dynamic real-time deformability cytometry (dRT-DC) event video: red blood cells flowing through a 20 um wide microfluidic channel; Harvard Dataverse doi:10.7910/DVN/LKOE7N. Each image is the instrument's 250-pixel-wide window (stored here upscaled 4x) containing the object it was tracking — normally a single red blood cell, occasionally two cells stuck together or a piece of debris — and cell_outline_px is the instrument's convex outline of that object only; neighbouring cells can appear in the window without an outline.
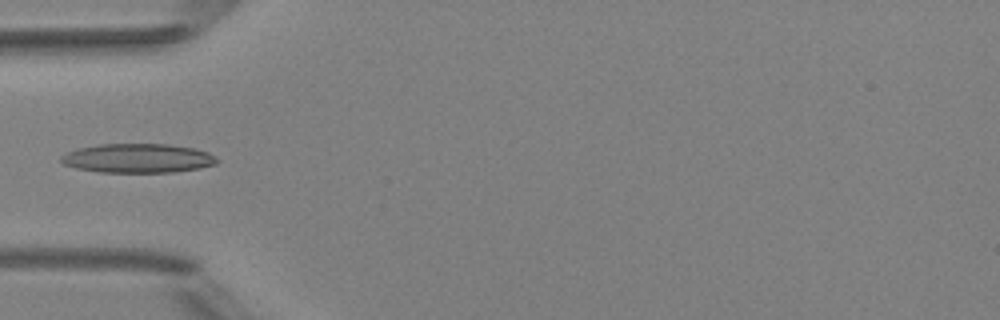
{"species": "Egyptian fruit bat (a non-hibernating species)", "species_latin": "Rousettus aegyptiacus", "temperature_condition": "room temperature", "stored_images_in_passage": 4, "camera_frame_rate_fps": 3000, "um_per_image_px": 0.085, "animal": {"sex": "female"}, "frame": {"image": 1, "passage_image": 3, "time_ms": 3.333, "image_size_px": [1000, 320], "cell_outline_px": [[220, 160], [216, 164], [200, 168], [172, 172], [100, 172], [76, 168], [64, 164], [60, 160], [60, 156], [76, 148], [100, 144], [168, 144], [192, 148], [208, 152]], "centroid_in_image_um": [11.71, 13.45], "position_along_channel_um": 73.3, "area_um2": 26.47}}
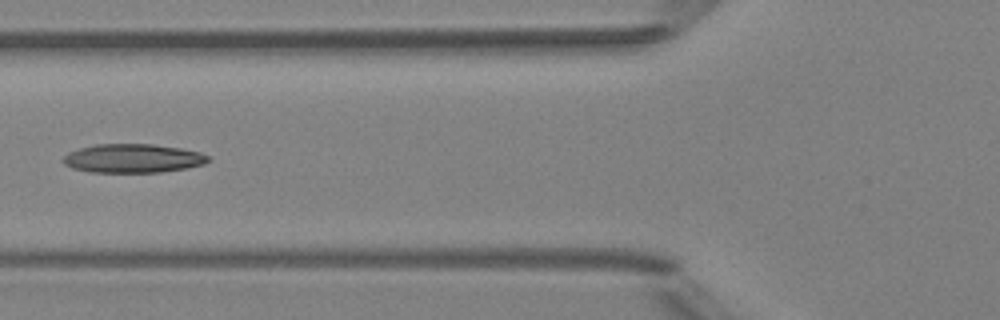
{"frame": {"image": 2, "passage_image": 4, "time_ms": 4.333, "image_size_px": [1000, 320], "cell_outline_px": [[212, 160], [204, 164], [188, 168], [160, 172], [92, 172], [72, 168], [64, 164], [60, 160], [68, 152], [80, 148], [96, 144], [152, 144], [180, 148], [200, 152], [208, 156]], "centroid_in_image_um": [11.3, 13.46], "position_along_channel_um": 114.5, "area_um2": 24.45}}